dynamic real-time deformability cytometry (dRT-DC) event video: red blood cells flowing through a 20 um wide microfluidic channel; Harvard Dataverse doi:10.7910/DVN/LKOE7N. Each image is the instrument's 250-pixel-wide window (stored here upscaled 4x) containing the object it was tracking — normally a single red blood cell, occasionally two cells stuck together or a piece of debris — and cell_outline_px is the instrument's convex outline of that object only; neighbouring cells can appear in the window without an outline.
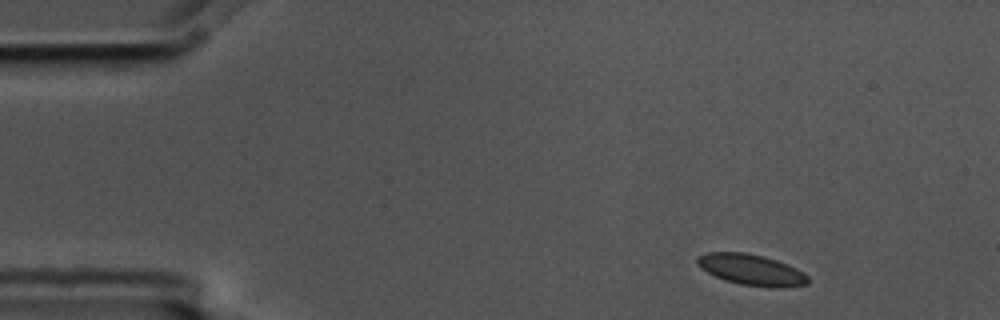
{"species": "common noctule bat (a hibernating species)", "species_latin": "Nyctalus noctula", "temperature_condition": "cold", "stored_images_in_passage": 4, "segment_of_instrument_passage": [1, 2], "camera_frame_rate_fps": 3000, "um_per_image_px": 0.085, "animal": {"sex": "male", "body_mass_g": 17.5, "forearm_length_mm": 52.3}, "frame": {"image": 1, "passage_image": 1, "time_ms": 0.0, "image_size_px": [1000, 320], "cell_outline_px": [[808, 284], [776, 288], [772, 288], [740, 284], [724, 280], [700, 268], [696, 264], [696, 256], [708, 252], [744, 252], [764, 256], [788, 264], [804, 272], [808, 276]], "centroid_in_image_um": [63.85, 22.92], "position_along_channel_um": 21.1, "area_um2": 20.11}}